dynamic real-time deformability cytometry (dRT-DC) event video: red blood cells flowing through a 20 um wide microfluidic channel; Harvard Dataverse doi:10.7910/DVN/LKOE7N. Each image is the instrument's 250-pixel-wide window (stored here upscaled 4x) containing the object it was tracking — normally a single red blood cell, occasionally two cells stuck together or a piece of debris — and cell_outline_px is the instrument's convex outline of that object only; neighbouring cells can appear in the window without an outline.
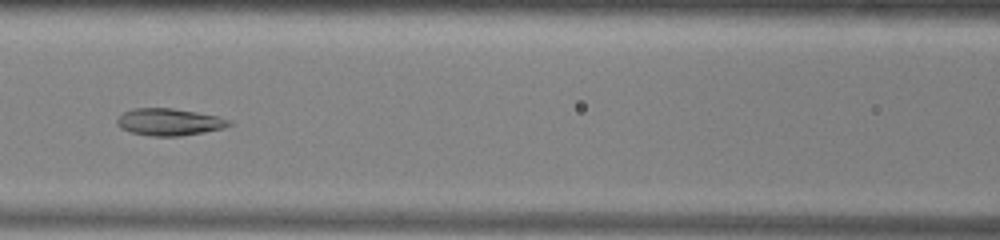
{"species": "common noctule bat (a hibernating species)", "species_latin": "Nyctalus noctula", "temperature_condition": "warm", "stored_images_in_passage": 39, "camera_frame_rate_fps": 3000, "um_per_image_px": 0.085, "animal": {"sex": "male", "body_mass_g": 13.0, "forearm_length_mm": 53.1}, "frame": {"image": 1, "passage_image": 10, "time_ms": 3.0, "image_size_px": [1000, 240], "cell_outline_px": [[232, 124], [224, 128], [204, 132], [180, 136], [152, 136], [132, 132], [120, 128], [116, 124], [116, 120], [124, 112], [136, 108], [172, 108], [196, 112], [216, 116], [228, 120]], "centroid_in_image_um": [14.36, 10.37], "position_along_channel_um": 152.2, "area_um2": 17.46}}
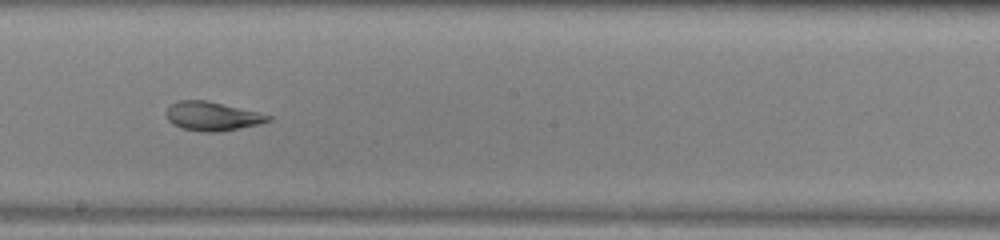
{"frame": {"image": 2, "passage_image": 16, "time_ms": 5.0, "image_size_px": [1000, 240], "cell_outline_px": [[272, 120], [256, 124], [220, 132], [204, 132], [184, 128], [172, 124], [168, 120], [168, 108], [172, 104], [180, 100], [208, 100], [272, 116]], "centroid_in_image_um": [18.04, 9.87], "position_along_channel_um": 230.2, "area_um2": 16.76}}
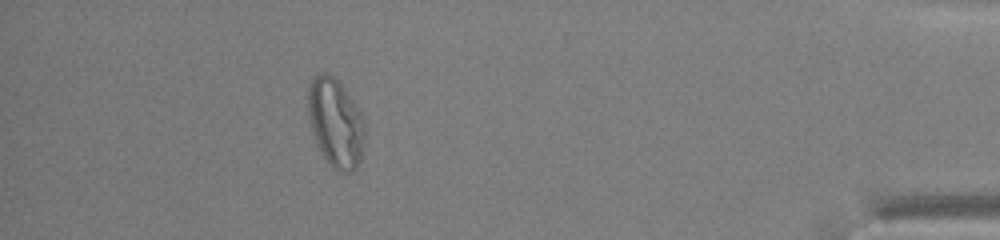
{"frame": {"image": 3, "passage_image": 34, "time_ms": 11.0, "image_size_px": [1000, 240], "cell_outline_px": [[364, 136], [360, 160], [356, 168], [352, 172], [340, 172], [332, 168], [320, 152], [308, 120], [308, 84], [312, 76], [320, 72], [328, 72], [344, 88], [360, 112], [364, 120]], "centroid_in_image_um": [28.49, 10.43], "position_along_channel_um": 406.7, "area_um2": 29.42}, "authors_computed_cell_mechanics": {"area_um2": 20.5768, "velocity_mm_per_s": 3.9054, "shape_relaxation_time_tau1_ms": null, "shape_relaxation_time_tau2_ms": 2.1114, "deformation_change_tau1": null, "deformation_change_tau2": 0.0815}}